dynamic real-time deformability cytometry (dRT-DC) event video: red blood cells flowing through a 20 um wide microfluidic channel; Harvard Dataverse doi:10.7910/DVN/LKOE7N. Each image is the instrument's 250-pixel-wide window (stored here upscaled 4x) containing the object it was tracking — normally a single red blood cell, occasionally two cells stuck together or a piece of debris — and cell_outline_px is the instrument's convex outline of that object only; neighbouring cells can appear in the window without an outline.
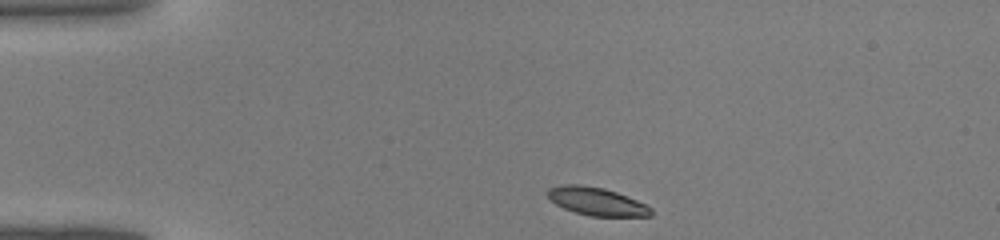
{"species": "common noctule bat (a hibernating species)", "species_latin": "Nyctalus noctula", "temperature_condition": "warm", "stored_images_in_passage": 35, "camera_frame_rate_fps": 3000, "um_per_image_px": 0.085, "animal": {"sex": "male", "body_mass_g": 19.0, "forearm_length_mm": 50.8}, "frame": {"image": 1, "passage_image": 1, "time_ms": 0.0, "image_size_px": [1000, 240], "cell_outline_px": [[652, 216], [588, 216], [564, 208], [556, 204], [548, 196], [548, 188], [564, 184], [580, 184], [604, 188], [616, 192], [636, 200], [652, 208]], "centroid_in_image_um": [50.72, 17.12], "position_along_channel_um": 34.3, "area_um2": 16.7}}
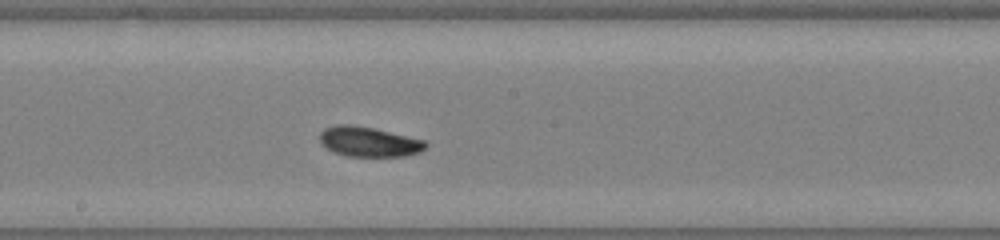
{"frame": {"image": 2, "passage_image": 16, "time_ms": 5.0, "image_size_px": [1000, 240], "cell_outline_px": [[428, 144], [420, 152], [404, 156], [348, 156], [332, 152], [320, 144], [320, 132], [324, 128], [336, 124], [348, 124], [372, 128], [424, 140]], "centroid_in_image_um": [31.3, 12.05], "position_along_channel_um": 216.9, "area_um2": 18.38}}
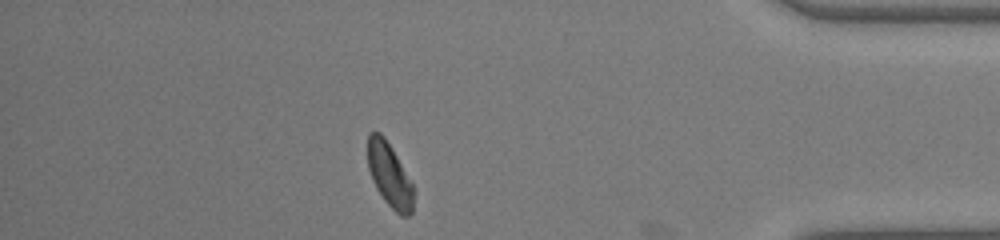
{"frame": {"image": 3, "passage_image": 30, "time_ms": 9.667, "image_size_px": [1000, 240], "cell_outline_px": [[416, 192], [412, 212], [408, 216], [400, 216], [384, 200], [376, 188], [372, 180], [368, 168], [368, 132], [380, 132], [384, 136], [396, 156], [412, 184]], "centroid_in_image_um": [33.12, 14.91], "position_along_channel_um": 402.1, "area_um2": 17.05}}